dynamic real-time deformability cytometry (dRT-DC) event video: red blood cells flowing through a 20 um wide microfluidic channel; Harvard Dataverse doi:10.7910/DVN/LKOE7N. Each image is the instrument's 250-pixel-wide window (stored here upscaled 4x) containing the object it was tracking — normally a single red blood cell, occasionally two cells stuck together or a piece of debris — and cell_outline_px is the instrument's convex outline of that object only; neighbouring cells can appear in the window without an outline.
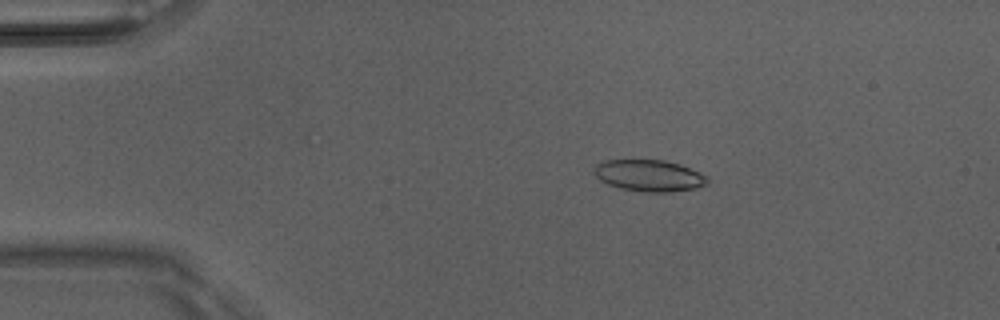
{"species": "Egyptian fruit bat (a non-hibernating species)", "species_latin": "Rousettus aegyptiacus", "temperature_condition": "room temperature", "stored_images_in_passage": 5, "camera_frame_rate_fps": 3000, "um_per_image_px": 0.085, "animal": {"sex": "male"}, "frame": {"image": 1, "passage_image": 1, "time_ms": 0.0, "image_size_px": [1000, 320], "cell_outline_px": [[708, 184], [696, 188], [672, 192], [644, 192], [620, 188], [608, 184], [600, 180], [592, 172], [596, 164], [604, 160], [664, 160], [680, 164], [700, 172], [708, 176]], "centroid_in_image_um": [55.19, 14.93], "position_along_channel_um": 29.8, "area_um2": 21.04}}